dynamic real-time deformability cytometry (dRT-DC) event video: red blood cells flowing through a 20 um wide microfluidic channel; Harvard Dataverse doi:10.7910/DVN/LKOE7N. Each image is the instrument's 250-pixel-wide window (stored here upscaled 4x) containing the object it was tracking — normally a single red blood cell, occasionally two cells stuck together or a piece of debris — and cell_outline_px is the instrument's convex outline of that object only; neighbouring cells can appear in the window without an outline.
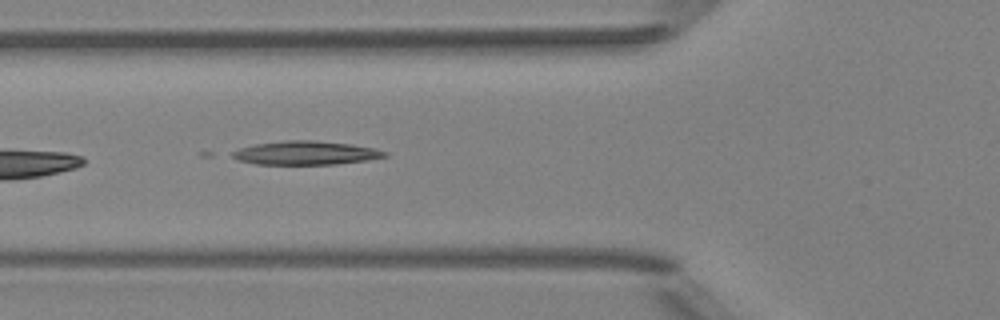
{"species": "Egyptian fruit bat (a non-hibernating species)", "species_latin": "Rousettus aegyptiacus", "temperature_condition": "room temperature", "stored_images_in_passage": 33, "camera_frame_rate_fps": 3000, "um_per_image_px": 0.085, "animal": {"sex": "female"}, "frame": {"image": 1, "passage_image": 5, "time_ms": 1.333, "image_size_px": [1000, 320], "cell_outline_px": [[388, 156], [368, 160], [336, 164], [256, 164], [236, 160], [228, 156], [232, 152], [240, 148], [256, 144], [284, 140], [316, 140], [352, 144], [372, 148], [388, 152]], "centroid_in_image_um": [25.96, 13.0], "position_along_channel_um": 99.8, "area_um2": 21.15}}
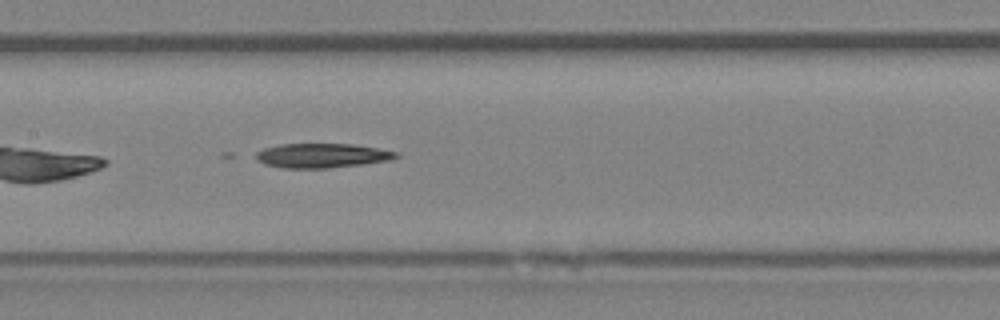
{"frame": {"image": 2, "passage_image": 11, "time_ms": 3.333, "image_size_px": [1000, 320], "cell_outline_px": [[400, 156], [392, 160], [328, 168], [284, 168], [264, 164], [248, 156], [264, 148], [280, 144], [352, 144], [400, 152]], "centroid_in_image_um": [27.31, 13.22], "position_along_channel_um": 180.1, "area_um2": 20.17}}
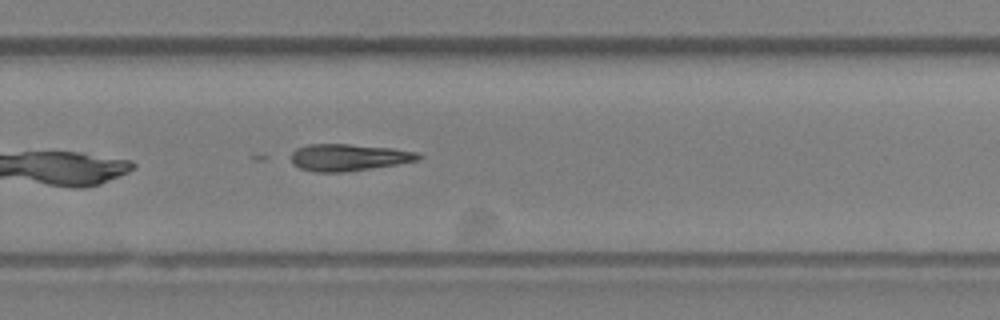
{"frame": {"image": 3, "passage_image": 20, "time_ms": 6.333, "image_size_px": [1000, 320], "cell_outline_px": [[424, 156], [420, 160], [396, 164], [344, 172], [312, 172], [300, 168], [292, 164], [292, 152], [296, 148], [308, 144], [348, 144], [392, 148], [416, 152]], "centroid_in_image_um": [29.62, 13.38], "position_along_channel_um": 300.2, "area_um2": 19.94}}